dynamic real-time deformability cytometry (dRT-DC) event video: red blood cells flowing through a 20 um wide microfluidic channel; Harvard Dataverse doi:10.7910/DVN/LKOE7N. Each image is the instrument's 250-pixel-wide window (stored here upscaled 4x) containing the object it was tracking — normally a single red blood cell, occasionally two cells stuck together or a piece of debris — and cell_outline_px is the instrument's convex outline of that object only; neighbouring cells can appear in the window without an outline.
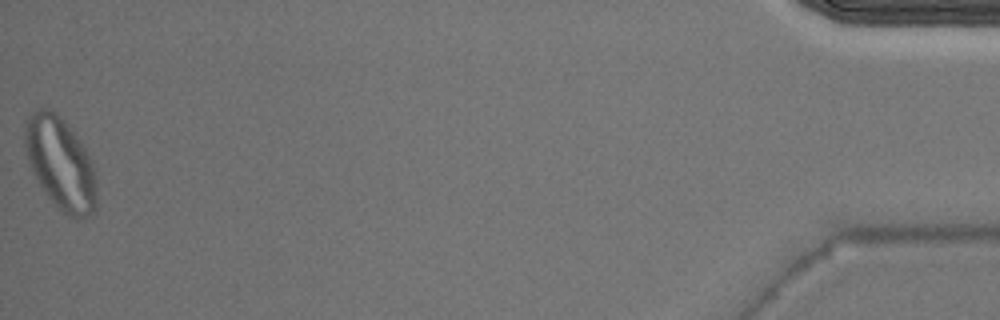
{"species": "Egyptian fruit bat (a non-hibernating species)", "species_latin": "Rousettus aegyptiacus", "temperature_condition": "warm", "stored_images_in_passage": 33, "camera_frame_rate_fps": 3000, "um_per_image_px": 0.085, "animal": {"sex": "male"}, "frame": {"image": 1, "passage_image": 33, "time_ms": 10.667, "image_size_px": [1000, 320], "cell_outline_px": [[96, 212], [84, 220], [76, 220], [68, 216], [48, 196], [40, 184], [28, 160], [24, 144], [24, 132], [28, 116], [36, 108], [44, 108], [60, 116], [80, 140], [92, 160], [96, 176]], "centroid_in_image_um": [5.18, 13.92], "position_along_channel_um": 430.0, "area_um2": 38.49}}